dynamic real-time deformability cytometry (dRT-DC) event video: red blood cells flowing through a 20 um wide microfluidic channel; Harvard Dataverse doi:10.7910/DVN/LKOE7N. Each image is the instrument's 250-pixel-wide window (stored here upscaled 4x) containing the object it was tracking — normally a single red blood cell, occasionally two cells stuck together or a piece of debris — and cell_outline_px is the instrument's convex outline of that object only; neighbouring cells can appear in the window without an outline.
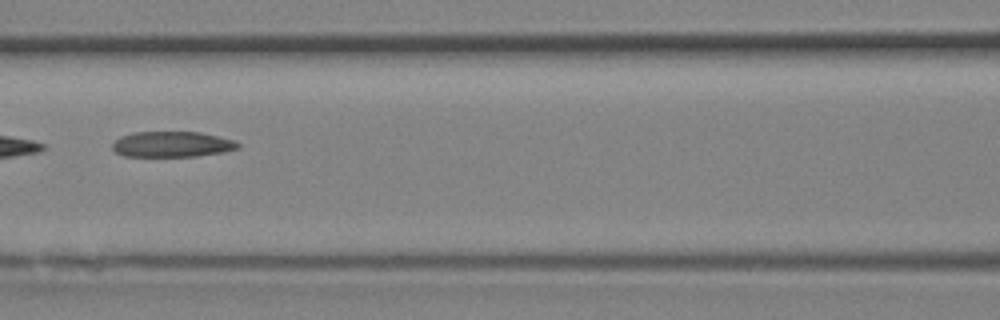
{"species": "Egyptian fruit bat (a non-hibernating species)", "species_latin": "Rousettus aegyptiacus", "temperature_condition": "room temperature", "stored_images_in_passage": 20, "camera_frame_rate_fps": 3000, "um_per_image_px": 0.085, "animal": {"sex": "female"}, "frame": {"image": 1, "passage_image": 15, "time_ms": 4.667, "image_size_px": [1000, 320], "cell_outline_px": [[240, 148], [224, 152], [196, 156], [124, 156], [116, 152], [112, 148], [112, 144], [120, 136], [132, 132], [200, 132], [232, 140], [240, 144]], "centroid_in_image_um": [14.61, 12.26], "position_along_channel_um": 152.0, "area_um2": 18.67}}
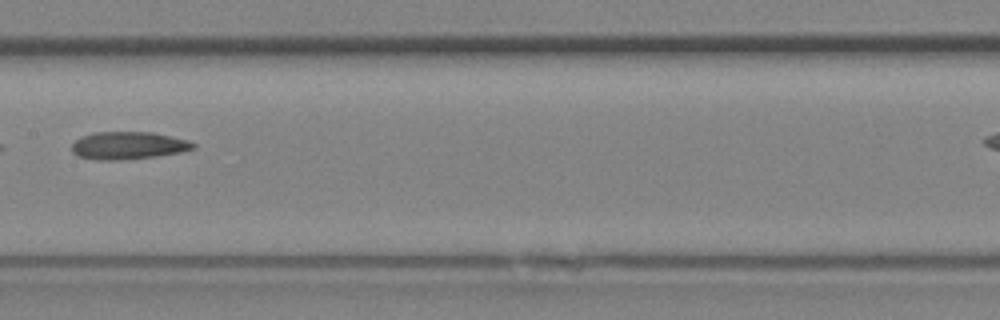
{"frame": {"image": 2, "passage_image": 17, "time_ms": 5.333, "image_size_px": [1000, 320], "cell_outline_px": [[196, 148], [180, 152], [156, 156], [120, 160], [96, 160], [76, 156], [72, 152], [72, 144], [80, 136], [92, 132], [152, 132], [188, 140], [196, 144]], "centroid_in_image_um": [10.87, 12.37], "position_along_channel_um": 196.5, "area_um2": 19.65}}